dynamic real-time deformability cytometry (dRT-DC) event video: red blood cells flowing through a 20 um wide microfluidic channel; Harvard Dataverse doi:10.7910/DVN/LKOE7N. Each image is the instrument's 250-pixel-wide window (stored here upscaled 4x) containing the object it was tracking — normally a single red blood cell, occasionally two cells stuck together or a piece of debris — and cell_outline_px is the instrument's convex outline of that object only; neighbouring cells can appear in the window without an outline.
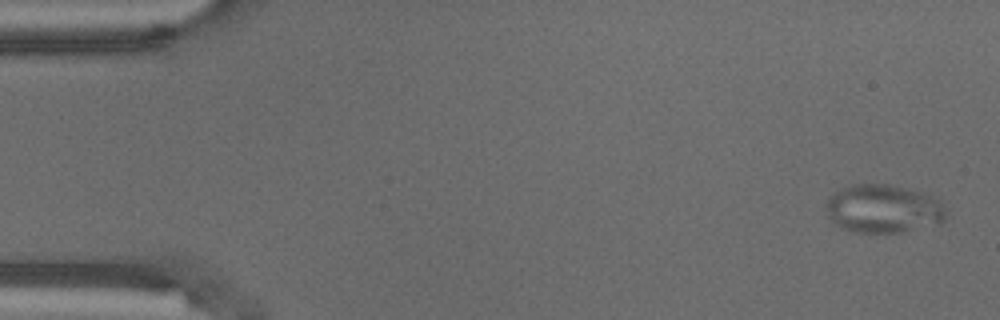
{"species": "common noctule bat (a hibernating species)", "species_latin": "Nyctalus noctula", "temperature_condition": "warm", "stored_images_in_passage": 55, "camera_frame_rate_fps": 3000, "um_per_image_px": 0.085, "animal": {"sex": "male", "body_mass_g": 18.8}, "frame": {"image": 1, "passage_image": 2, "time_ms": 0.333, "image_size_px": [1000, 320], "cell_outline_px": [[944, 220], [940, 224], [904, 232], [856, 232], [840, 228], [828, 216], [824, 204], [828, 196], [852, 184], [888, 184], [920, 192], [932, 196], [940, 200], [944, 212]], "centroid_in_image_um": [75.05, 17.75], "position_along_channel_um": 9.9, "area_um2": 33.81}}
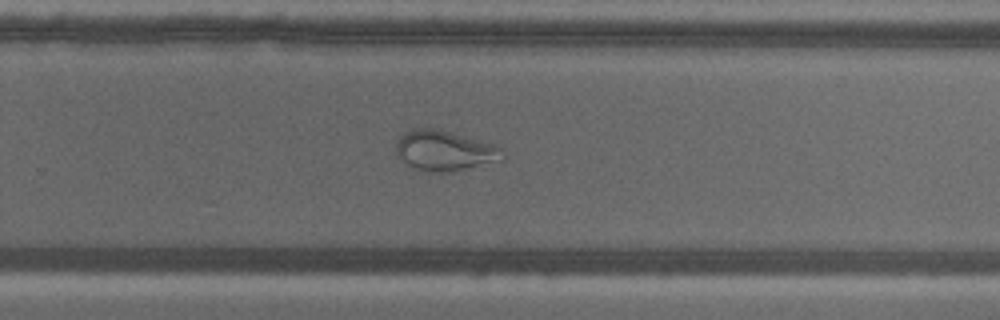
{"frame": {"image": 2, "passage_image": 36, "time_ms": 11.667, "image_size_px": [1000, 320], "cell_outline_px": [[508, 156], [504, 160], [452, 172], [428, 172], [412, 168], [400, 160], [396, 152], [396, 144], [400, 136], [404, 132], [412, 128], [432, 128], [496, 144], [504, 148]], "centroid_in_image_um": [37.84, 12.83], "position_along_channel_um": 292.0, "area_um2": 25.49}}
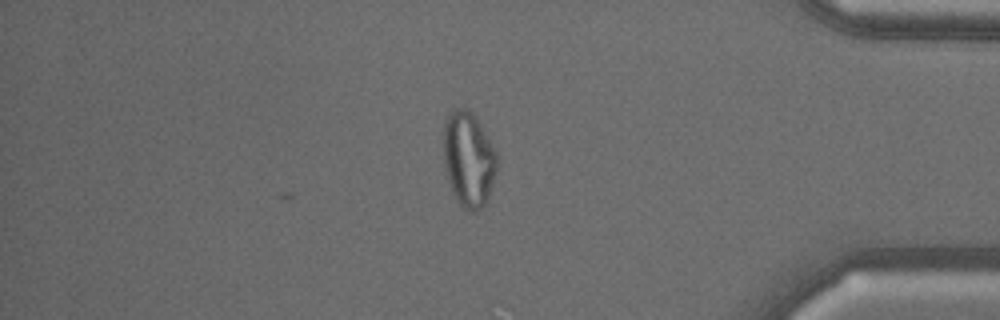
{"frame": {"image": 3, "passage_image": 47, "time_ms": 15.333, "image_size_px": [1000, 320], "cell_outline_px": [[496, 168], [492, 184], [488, 196], [484, 204], [476, 212], [472, 212], [464, 208], [456, 200], [448, 180], [444, 164], [444, 120], [452, 108], [468, 108], [476, 116], [492, 144], [496, 152]], "centroid_in_image_um": [39.81, 13.49], "position_along_channel_um": 395.4, "area_um2": 29.54}, "authors_computed_cell_mechanics": {"area_um2": 29.5358, "velocity_mm_per_s": 3.6383, "shape_relaxation_time_tau1_ms": null, "shape_relaxation_time_tau2_ms": 1.1599, "deformation_change_tau1": null, "deformation_change_tau2": 0.0715}}